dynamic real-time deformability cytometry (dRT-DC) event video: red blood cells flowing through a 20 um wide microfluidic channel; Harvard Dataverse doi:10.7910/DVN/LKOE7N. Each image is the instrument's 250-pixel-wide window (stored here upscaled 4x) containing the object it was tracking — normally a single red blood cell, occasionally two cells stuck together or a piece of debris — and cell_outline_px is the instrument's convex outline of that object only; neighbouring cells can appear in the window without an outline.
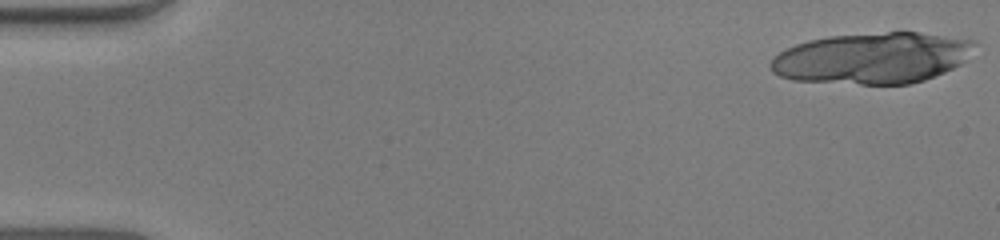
{"species": "human", "species_latin": "Homo sapiens", "temperature_condition": "warm", "stored_images_in_passage": 18, "camera_frame_rate_fps": 3000, "um_per_image_px": 0.085, "donor": {"sex": "male"}, "frame": {"image": 1, "passage_image": 1, "time_ms": 0.0, "image_size_px": [1000, 240], "cell_outline_px": [[976, 44], [964, 60], [960, 64], [944, 72], [924, 80], [912, 84], [860, 84], [792, 80], [780, 76], [772, 72], [768, 64], [780, 52], [796, 44], [808, 40], [828, 36], [888, 32], [920, 32], [976, 40]], "centroid_in_image_um": [74.14, 4.94], "position_along_channel_um": 10.9, "area_um2": 60.69}}